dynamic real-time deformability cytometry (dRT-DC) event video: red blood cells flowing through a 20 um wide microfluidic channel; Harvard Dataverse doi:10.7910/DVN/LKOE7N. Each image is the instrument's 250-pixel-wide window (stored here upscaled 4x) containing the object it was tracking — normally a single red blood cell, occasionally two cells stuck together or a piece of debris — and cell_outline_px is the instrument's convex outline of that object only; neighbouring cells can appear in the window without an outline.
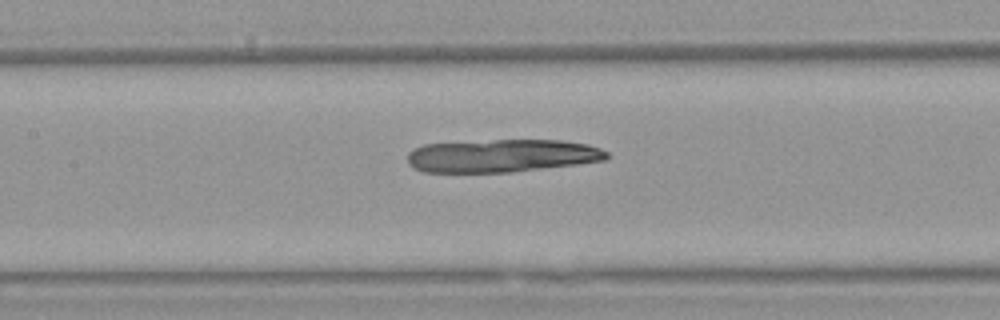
{"species": "Egyptian fruit bat (a non-hibernating species)", "species_latin": "Rousettus aegyptiacus", "temperature_condition": "warm", "stored_images_in_passage": 31, "camera_frame_rate_fps": 3000, "um_per_image_px": 0.085, "animal": {"sex": "female"}, "frame": {"image": 1, "passage_image": 8, "time_ms": 2.333, "image_size_px": [1000, 320], "cell_outline_px": [[608, 156], [604, 160], [576, 164], [512, 172], [424, 172], [408, 164], [408, 152], [424, 144], [496, 140], [560, 140], [588, 144], [600, 148], [608, 152]], "centroid_in_image_um": [42.66, 13.23], "position_along_channel_um": 164.7, "area_um2": 38.03}}
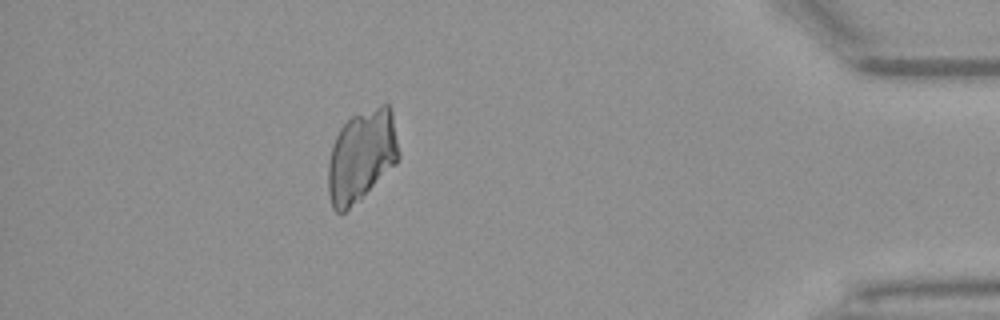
{"frame": {"image": 2, "passage_image": 30, "time_ms": 9.667, "image_size_px": [1000, 320], "cell_outline_px": [[400, 156], [396, 164], [360, 200], [344, 212], [336, 212], [332, 208], [328, 192], [328, 160], [332, 144], [340, 128], [352, 116], [380, 104], [388, 104], [392, 108], [400, 152]], "centroid_in_image_um": [30.75, 13.24], "position_along_channel_um": 404.5, "area_um2": 38.21}}